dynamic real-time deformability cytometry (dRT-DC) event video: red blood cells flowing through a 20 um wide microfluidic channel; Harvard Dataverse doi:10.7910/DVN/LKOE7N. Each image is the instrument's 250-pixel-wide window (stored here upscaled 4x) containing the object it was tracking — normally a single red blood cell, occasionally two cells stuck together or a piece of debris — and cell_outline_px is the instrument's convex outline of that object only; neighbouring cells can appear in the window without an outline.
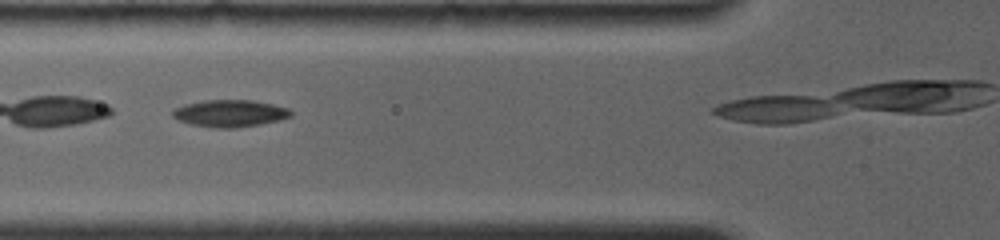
{"species": "common noctule bat (a hibernating species)", "species_latin": "Nyctalus noctula", "temperature_condition": "room temperature", "stored_images_in_passage": 10, "camera_frame_rate_fps": 4000, "um_per_image_px": 0.085, "animal": {"sex": "female", "body_mass_g": 19.0, "forearm_length_mm": 56.7}, "frame": {"image": 1, "passage_image": 6, "time_ms": 1.25, "image_size_px": [1000, 240], "cell_outline_px": [[292, 116], [280, 120], [260, 124], [236, 128], [212, 128], [188, 124], [172, 116], [172, 108], [184, 104], [204, 100], [252, 100], [272, 104], [288, 108], [292, 112]], "centroid_in_image_um": [19.51, 9.64], "position_along_channel_um": 106.3, "area_um2": 18.84}}